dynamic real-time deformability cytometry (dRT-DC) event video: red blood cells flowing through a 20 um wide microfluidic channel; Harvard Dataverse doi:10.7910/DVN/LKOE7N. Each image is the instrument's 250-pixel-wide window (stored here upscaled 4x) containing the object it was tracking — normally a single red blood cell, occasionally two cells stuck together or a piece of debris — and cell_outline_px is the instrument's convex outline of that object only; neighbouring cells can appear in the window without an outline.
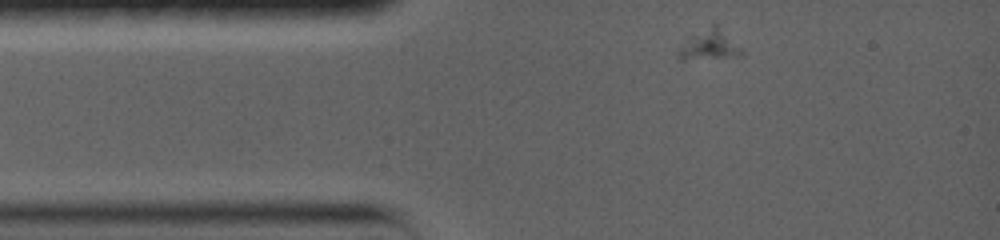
{"species": "common noctule bat (a hibernating species)", "species_latin": "Nyctalus noctula", "temperature_condition": "warm", "stored_images_in_passage": 17, "camera_frame_rate_fps": 5000, "um_per_image_px": 0.085, "animal": {"sex": "female", "body_mass_g": 19.0, "forearm_length_mm": 56.7}, "frame": {"image": 1, "passage_image": 1, "time_ms": 0.0, "image_size_px": [1000, 240], "cell_outline_px": [[744, 56], [680, 60], [676, 56], [676, 52], [680, 48], [712, 24], [716, 24], [744, 52]], "centroid_in_image_um": [60.33, 3.9], "position_along_channel_um": 24.7, "area_um2": 10.35}}
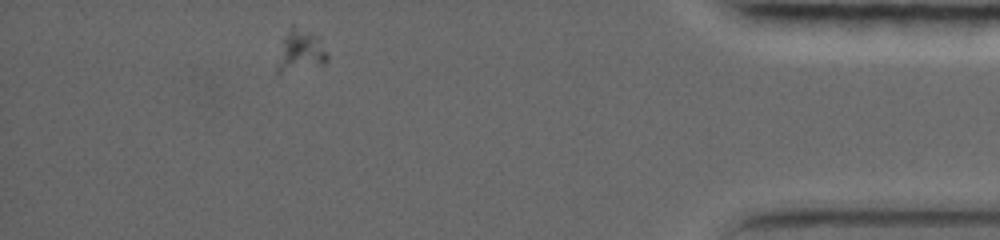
{"frame": {"image": 2, "passage_image": 17, "time_ms": 14.6, "image_size_px": [1000, 240], "cell_outline_px": [[328, 60], [324, 64], [280, 72], [276, 72], [276, 68], [284, 36], [292, 24], [316, 36], [328, 56]], "centroid_in_image_um": [25.52, 4.32], "position_along_channel_um": 409.7, "area_um2": 11.56}}